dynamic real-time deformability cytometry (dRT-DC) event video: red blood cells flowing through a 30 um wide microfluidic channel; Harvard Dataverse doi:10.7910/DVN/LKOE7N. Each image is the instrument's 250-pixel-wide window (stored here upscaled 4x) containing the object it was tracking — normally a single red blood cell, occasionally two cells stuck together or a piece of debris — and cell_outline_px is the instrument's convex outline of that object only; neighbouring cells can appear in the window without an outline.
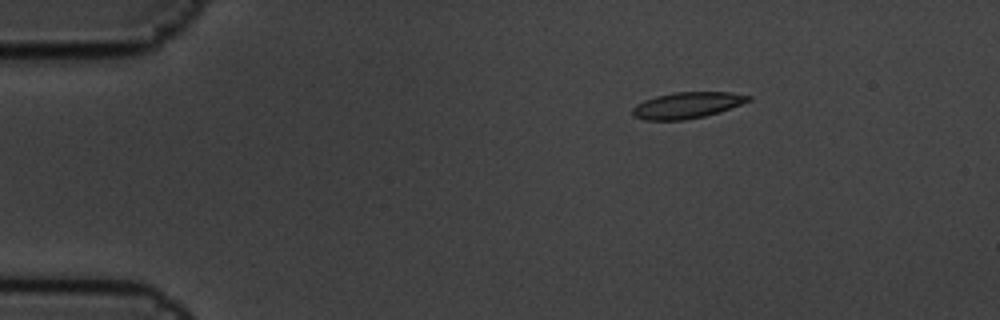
{"species": "common noctule bat (a hibernating species)", "species_latin": "Nyctalus noctula", "temperature_condition": "cold", "stored_images_in_passage": 5, "camera_frame_rate_fps": 3000, "um_per_image_px": 0.085, "animal": {"sex": "male", "body_mass_g": 19.5, "forearm_length_mm": 54.6}, "frame": {"image": 1, "passage_image": 3, "time_ms": 0.667, "image_size_px": [1000, 320], "cell_outline_px": [[752, 100], [720, 112], [704, 116], [684, 120], [644, 120], [632, 116], [632, 108], [636, 104], [644, 100], [656, 96], [676, 92], [728, 92], [752, 96]], "centroid_in_image_um": [58.39, 8.95], "position_along_channel_um": 26.6, "area_um2": 17.74}}